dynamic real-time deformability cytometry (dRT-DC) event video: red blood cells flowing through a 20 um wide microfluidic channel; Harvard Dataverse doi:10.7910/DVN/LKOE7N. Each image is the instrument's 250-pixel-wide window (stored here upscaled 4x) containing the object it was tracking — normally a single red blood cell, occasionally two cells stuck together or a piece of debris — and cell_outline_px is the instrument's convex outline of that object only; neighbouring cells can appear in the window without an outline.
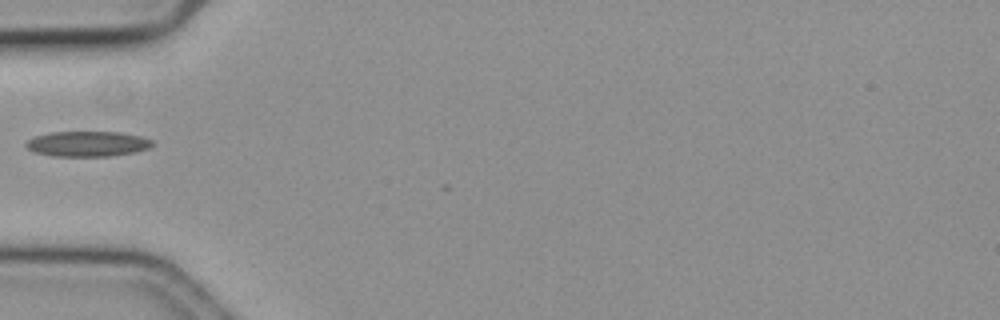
{"species": "common noctule bat (a hibernating species)", "species_latin": "Nyctalus noctula", "temperature_condition": "cold", "stored_images_in_passage": 9, "camera_frame_rate_fps": 3000, "um_per_image_px": 0.085, "animal": {"sex": "female", "body_mass_g": 19.3, "forearm_length_mm": 54.1}, "frame": {"image": 1, "passage_image": 1, "time_ms": 0.0, "image_size_px": [1000, 320], "cell_outline_px": [[152, 144], [148, 148], [136, 152], [112, 156], [52, 156], [36, 152], [28, 148], [24, 144], [32, 136], [48, 132], [120, 132], [140, 136], [152, 140]], "centroid_in_image_um": [7.41, 12.22], "position_along_channel_um": 77.6, "area_um2": 18.67}}
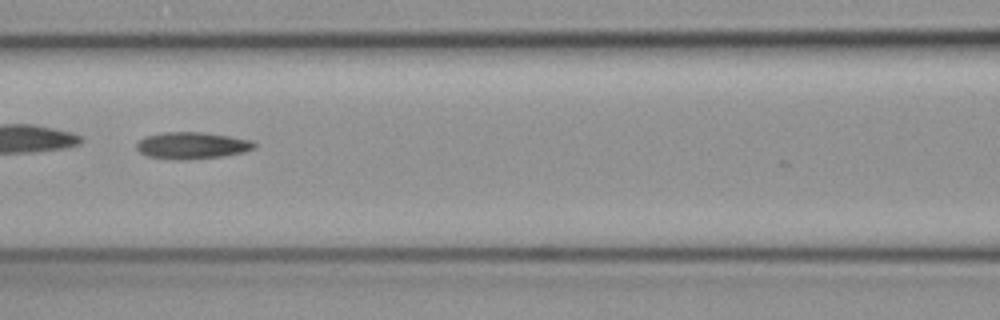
{"frame": {"image": 2, "passage_image": 7, "time_ms": 2.0, "image_size_px": [1000, 320], "cell_outline_px": [[256, 148], [244, 152], [224, 156], [188, 160], [172, 160], [148, 156], [140, 152], [136, 148], [136, 144], [144, 136], [164, 132], [204, 132], [252, 140], [256, 144]], "centroid_in_image_um": [16.32, 12.37], "position_along_channel_um": 150.3, "area_um2": 18.61}}